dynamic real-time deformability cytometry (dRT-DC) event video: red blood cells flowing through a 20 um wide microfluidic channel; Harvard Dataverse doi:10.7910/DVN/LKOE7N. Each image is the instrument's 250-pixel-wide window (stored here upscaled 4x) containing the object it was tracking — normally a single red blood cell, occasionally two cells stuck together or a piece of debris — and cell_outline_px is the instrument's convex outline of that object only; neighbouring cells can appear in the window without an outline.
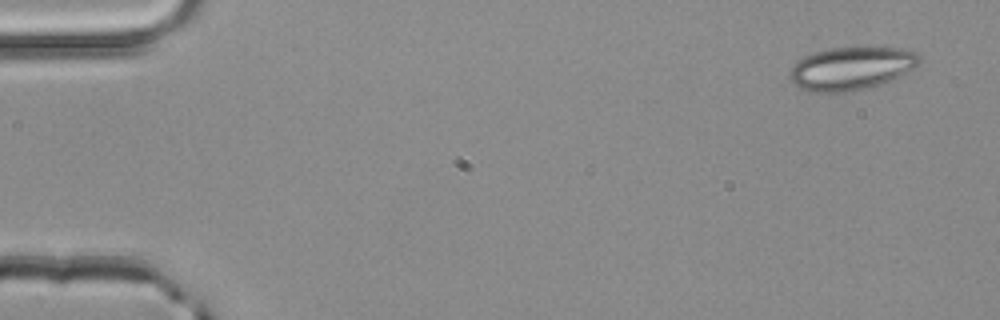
{"species": "common noctule bat (a hibernating species)", "species_latin": "Nyctalus noctula", "temperature_condition": "room temperature", "stored_images_in_passage": 4, "segment_of_instrument_passage": [2, 2], "camera_frame_rate_fps": 3000, "um_per_image_px": 0.085, "animal": {"sex": "male", "body_mass_g": 20.4}, "frame": {"image": 1, "passage_image": 4, "time_ms": 1.0, "image_size_px": [1000, 320], "cell_outline_px": [[920, 64], [900, 76], [872, 88], [844, 92], [812, 92], [796, 88], [788, 80], [788, 72], [796, 60], [804, 56], [828, 48], [900, 48], [916, 52], [920, 56]], "centroid_in_image_um": [72.3, 5.84], "position_along_channel_um": 12.7, "area_um2": 32.95}}